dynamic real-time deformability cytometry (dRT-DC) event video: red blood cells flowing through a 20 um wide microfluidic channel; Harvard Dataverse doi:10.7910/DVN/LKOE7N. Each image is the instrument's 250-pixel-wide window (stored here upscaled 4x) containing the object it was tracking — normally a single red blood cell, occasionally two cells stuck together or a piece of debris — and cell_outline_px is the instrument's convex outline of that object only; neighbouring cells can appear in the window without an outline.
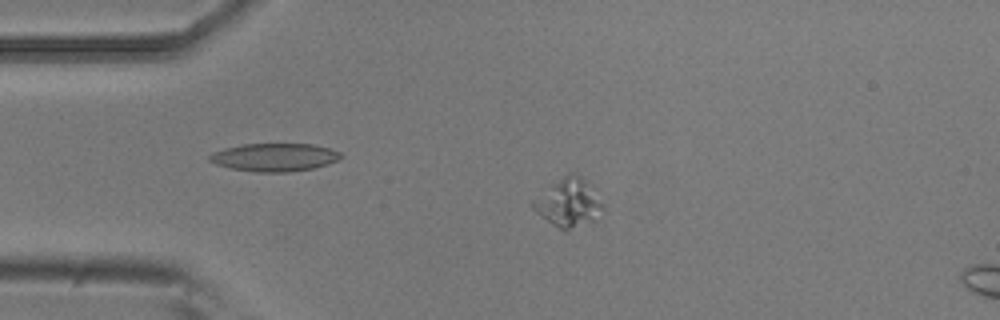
{"species": "common noctule bat (a hibernating species)", "species_latin": "Nyctalus noctula", "temperature_condition": "room temperature", "stored_images_in_passage": 5, "camera_frame_rate_fps": 3000, "um_per_image_px": 0.085, "animal": {"sex": "male", "body_mass_g": 20.5, "forearm_length_mm": 52.5}, "frame": {"image": 1, "passage_image": 3, "time_ms": 0.667, "image_size_px": [1000, 320], "cell_outline_px": [[604, 212], [596, 220], [564, 232], [536, 212], [532, 208], [532, 200], [568, 172], [576, 172], [584, 180], [604, 204]], "centroid_in_image_um": [48.35, 17.26], "position_along_channel_um": 36.6, "area_um2": 19.48}}